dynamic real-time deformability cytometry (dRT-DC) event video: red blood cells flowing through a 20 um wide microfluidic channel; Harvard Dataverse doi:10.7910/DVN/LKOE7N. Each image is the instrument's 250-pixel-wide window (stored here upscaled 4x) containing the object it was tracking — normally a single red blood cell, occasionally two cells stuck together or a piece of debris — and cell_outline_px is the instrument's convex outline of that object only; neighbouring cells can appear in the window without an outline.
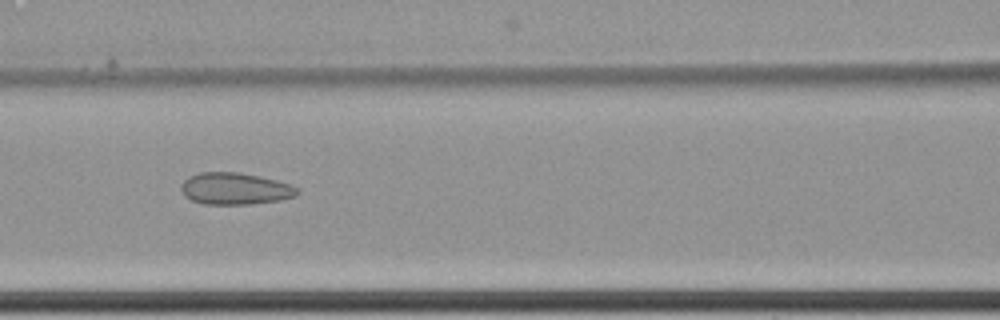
{"species": "common noctule bat (a hibernating species)", "species_latin": "Nyctalus noctula", "temperature_condition": "cold", "stored_images_in_passage": 6, "camera_frame_rate_fps": 3000, "um_per_image_px": 0.085, "animal": {"sex": "female", "body_mass_g": 22.7, "forearm_length_mm": 54.2}, "frame": {"image": 1, "passage_image": 5, "time_ms": 1.333, "image_size_px": [1000, 320], "cell_outline_px": [[300, 192], [296, 196], [280, 200], [248, 204], [204, 204], [192, 200], [184, 196], [180, 188], [184, 180], [188, 176], [200, 172], [240, 172], [260, 176], [276, 180], [288, 184], [296, 188]], "centroid_in_image_um": [19.95, 16.03], "position_along_channel_um": 146.6, "area_um2": 21.56}}
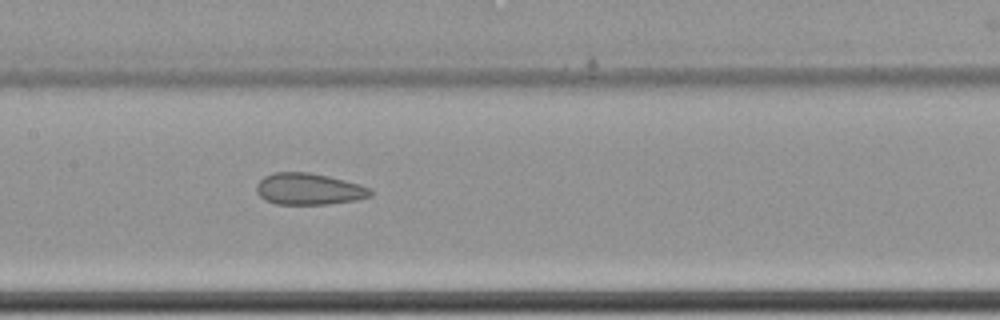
{"frame": {"image": 2, "passage_image": 6, "time_ms": 1.667, "image_size_px": [1000, 320], "cell_outline_px": [[372, 196], [356, 200], [328, 204], [276, 204], [264, 200], [256, 192], [256, 184], [264, 176], [272, 172], [308, 172], [328, 176], [360, 184], [372, 188]], "centroid_in_image_um": [26.25, 16.06], "position_along_channel_um": 181.2, "area_um2": 21.15}}